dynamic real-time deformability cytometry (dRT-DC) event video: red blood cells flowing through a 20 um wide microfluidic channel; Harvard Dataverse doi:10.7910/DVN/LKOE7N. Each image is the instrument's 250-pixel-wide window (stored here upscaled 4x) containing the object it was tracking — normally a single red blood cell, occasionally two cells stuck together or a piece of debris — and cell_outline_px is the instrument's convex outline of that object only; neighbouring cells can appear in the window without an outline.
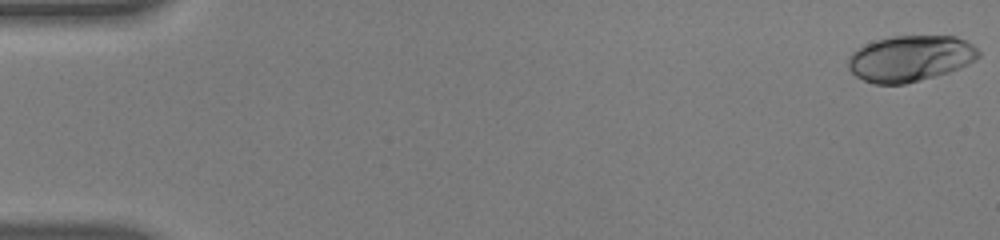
{"species": "human", "species_latin": "Homo sapiens", "temperature_condition": "warm", "stored_images_in_passage": 55, "camera_frame_rate_fps": 3000, "um_per_image_px": 0.085, "donor": {"sex": "male"}, "frame": {"image": 1, "passage_image": 1, "time_ms": 0.0, "image_size_px": [1000, 240], "cell_outline_px": [[980, 56], [976, 60], [968, 64], [948, 72], [920, 80], [904, 84], [876, 84], [864, 80], [856, 76], [848, 68], [848, 56], [852, 52], [864, 44], [876, 40], [892, 36], [956, 36], [972, 44], [980, 52]], "centroid_in_image_um": [77.36, 4.96], "position_along_channel_um": 7.6, "area_um2": 34.91}}
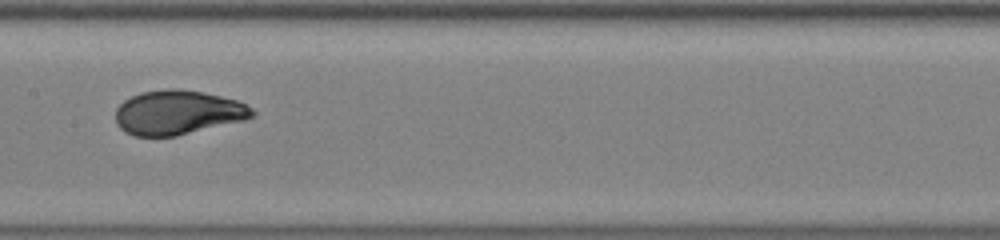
{"frame": {"image": 2, "passage_image": 29, "time_ms": 9.333, "image_size_px": [1000, 240], "cell_outline_px": [[256, 116], [244, 120], [176, 136], [136, 136], [124, 132], [116, 124], [116, 108], [124, 100], [140, 92], [168, 88], [180, 88], [220, 96], [236, 100], [252, 108], [256, 112]], "centroid_in_image_um": [15.1, 9.56], "position_along_channel_um": 192.3, "area_um2": 35.37}}
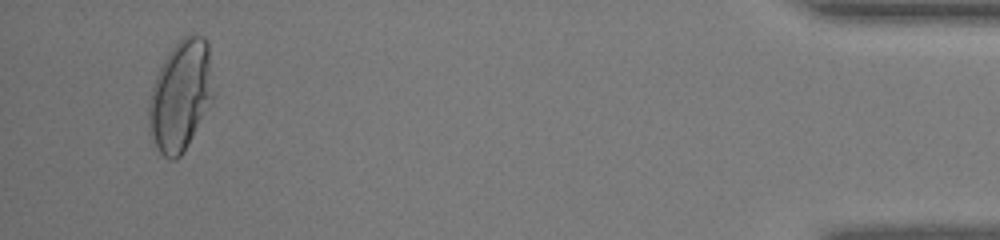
{"frame": {"image": 3, "passage_image": 53, "time_ms": 17.333, "image_size_px": [1000, 240], "cell_outline_px": [[216, 96], [188, 144], [180, 156], [176, 160], [172, 160], [164, 156], [156, 148], [148, 128], [148, 100], [152, 84], [168, 52], [184, 36], [192, 32], [204, 36], [208, 40], [216, 92]], "centroid_in_image_um": [15.39, 8.09], "position_along_channel_um": 419.8, "area_um2": 42.6}, "authors_computed_cell_mechanics": {"area_um2": 35.1424, "velocity_mm_per_s": 3.7797, "shape_relaxation_time_tau1_ms": 5.5148, "shape_relaxation_time_tau2_ms": null, "deformation_change_tau1": 0.2303, "deformation_change_tau2": null}}